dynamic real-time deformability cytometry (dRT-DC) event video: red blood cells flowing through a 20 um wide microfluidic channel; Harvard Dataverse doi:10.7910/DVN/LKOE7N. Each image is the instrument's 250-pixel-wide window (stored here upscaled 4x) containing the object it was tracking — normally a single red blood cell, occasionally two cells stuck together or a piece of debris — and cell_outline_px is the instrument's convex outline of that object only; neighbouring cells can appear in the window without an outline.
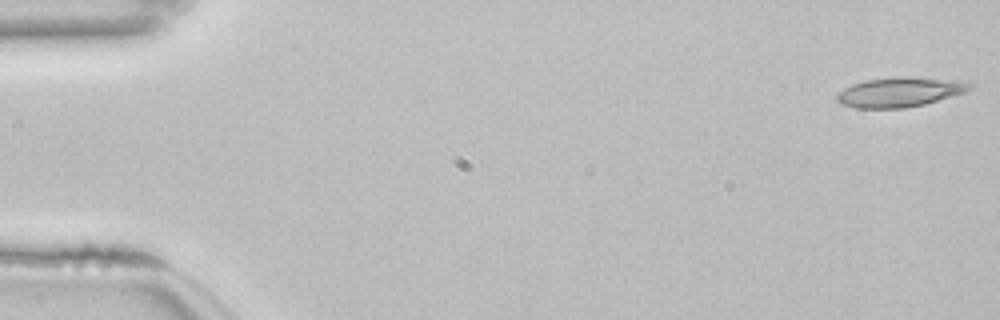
{"species": "common noctule bat (a hibernating species)", "species_latin": "Nyctalus noctula", "temperature_condition": "room temperature", "stored_images_in_passage": 9, "camera_frame_rate_fps": 3000, "um_per_image_px": 0.085, "animal": {"sex": "female", "body_mass_g": 22.7, "forearm_length_mm": 54.2}, "frame": {"image": 1, "passage_image": 1, "time_ms": 0.0, "image_size_px": [1000, 320], "cell_outline_px": [[972, 88], [964, 92], [924, 104], [904, 108], [856, 108], [840, 104], [836, 100], [836, 92], [852, 84], [864, 80], [896, 76], [912, 76], [968, 80], [972, 84]], "centroid_in_image_um": [76.48, 7.8], "position_along_channel_um": 8.5, "area_um2": 23.47}}